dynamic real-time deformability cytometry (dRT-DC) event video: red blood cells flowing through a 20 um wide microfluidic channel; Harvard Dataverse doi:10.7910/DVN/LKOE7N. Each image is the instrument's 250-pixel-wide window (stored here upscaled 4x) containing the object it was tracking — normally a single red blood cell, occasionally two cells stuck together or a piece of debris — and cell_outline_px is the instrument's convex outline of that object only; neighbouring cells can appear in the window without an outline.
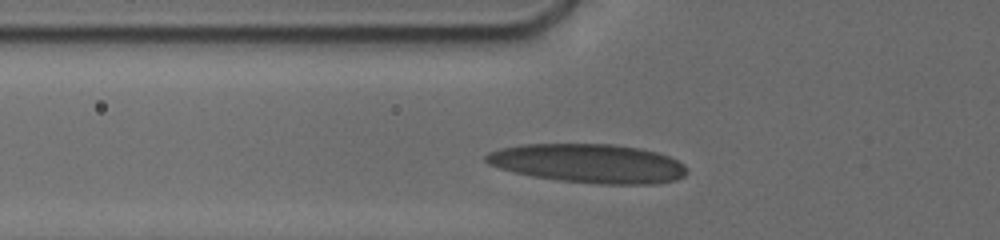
{"species": "human", "species_latin": "Homo sapiens", "temperature_condition": "cold", "stored_images_in_passage": 8, "camera_frame_rate_fps": 3000, "um_per_image_px": 0.085, "donor": {"sex": "male"}, "frame": {"image": 1, "passage_image": 5, "time_ms": 2.0, "image_size_px": [1000, 240], "cell_outline_px": [[688, 172], [684, 176], [676, 180], [652, 184], [600, 184], [556, 180], [532, 176], [512, 172], [488, 164], [484, 160], [484, 156], [488, 152], [500, 148], [524, 144], [612, 144], [640, 148], [656, 152], [668, 156], [684, 164], [688, 168]], "centroid_in_image_um": [50.01, 13.89], "position_along_channel_um": 75.8, "area_um2": 45.84}}
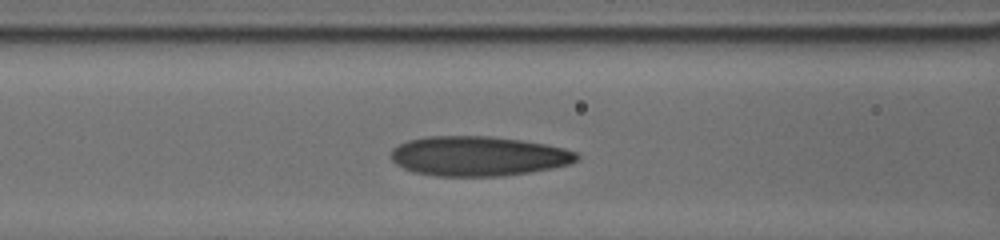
{"frame": {"image": 2, "passage_image": 7, "time_ms": 3.333, "image_size_px": [1000, 240], "cell_outline_px": [[580, 156], [572, 164], [552, 168], [528, 172], [500, 176], [436, 176], [412, 172], [396, 164], [392, 160], [392, 148], [408, 140], [428, 136], [492, 136], [520, 140], [544, 144], [564, 148], [576, 152]], "centroid_in_image_um": [40.65, 13.27], "position_along_channel_um": 126.0, "area_um2": 43.0}}